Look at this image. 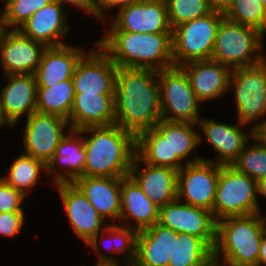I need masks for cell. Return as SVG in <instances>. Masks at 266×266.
<instances>
[{"mask_svg": "<svg viewBox=\"0 0 266 266\" xmlns=\"http://www.w3.org/2000/svg\"><path fill=\"white\" fill-rule=\"evenodd\" d=\"M2 11L4 27L19 29L35 12L51 0H4Z\"/></svg>", "mask_w": 266, "mask_h": 266, "instance_id": "8d00e7d4", "label": "cell"}, {"mask_svg": "<svg viewBox=\"0 0 266 266\" xmlns=\"http://www.w3.org/2000/svg\"><path fill=\"white\" fill-rule=\"evenodd\" d=\"M212 256L213 250L201 238L178 233L173 236V255L168 266H203Z\"/></svg>", "mask_w": 266, "mask_h": 266, "instance_id": "f546056e", "label": "cell"}, {"mask_svg": "<svg viewBox=\"0 0 266 266\" xmlns=\"http://www.w3.org/2000/svg\"><path fill=\"white\" fill-rule=\"evenodd\" d=\"M255 140L252 145L248 142L244 145L238 158L232 163V166L239 172L247 174L256 181L266 177V147L260 140L253 136Z\"/></svg>", "mask_w": 266, "mask_h": 266, "instance_id": "d6a6232c", "label": "cell"}, {"mask_svg": "<svg viewBox=\"0 0 266 266\" xmlns=\"http://www.w3.org/2000/svg\"><path fill=\"white\" fill-rule=\"evenodd\" d=\"M265 33H266V22H265V27H264V30L262 31V35L265 36Z\"/></svg>", "mask_w": 266, "mask_h": 266, "instance_id": "f5cc1de1", "label": "cell"}, {"mask_svg": "<svg viewBox=\"0 0 266 266\" xmlns=\"http://www.w3.org/2000/svg\"><path fill=\"white\" fill-rule=\"evenodd\" d=\"M254 136L266 147V131H254Z\"/></svg>", "mask_w": 266, "mask_h": 266, "instance_id": "7dc6e473", "label": "cell"}, {"mask_svg": "<svg viewBox=\"0 0 266 266\" xmlns=\"http://www.w3.org/2000/svg\"><path fill=\"white\" fill-rule=\"evenodd\" d=\"M9 126V127H13L9 122L8 120L4 117L3 115V112H2V108L0 106V127H3V126Z\"/></svg>", "mask_w": 266, "mask_h": 266, "instance_id": "c3c4849f", "label": "cell"}, {"mask_svg": "<svg viewBox=\"0 0 266 266\" xmlns=\"http://www.w3.org/2000/svg\"><path fill=\"white\" fill-rule=\"evenodd\" d=\"M57 186L60 198L62 199L68 220L72 226L74 233L82 239L86 245H90L98 256L96 265L118 264L117 259L105 255L100 251L98 246L100 229L104 230L107 223L104 218L96 211V209L87 200L84 194L73 182H62L55 184ZM104 222V223H103ZM105 225V226H102Z\"/></svg>", "mask_w": 266, "mask_h": 266, "instance_id": "ba28073f", "label": "cell"}, {"mask_svg": "<svg viewBox=\"0 0 266 266\" xmlns=\"http://www.w3.org/2000/svg\"><path fill=\"white\" fill-rule=\"evenodd\" d=\"M109 30L172 33L165 0H139L120 8Z\"/></svg>", "mask_w": 266, "mask_h": 266, "instance_id": "9a60e30c", "label": "cell"}, {"mask_svg": "<svg viewBox=\"0 0 266 266\" xmlns=\"http://www.w3.org/2000/svg\"><path fill=\"white\" fill-rule=\"evenodd\" d=\"M230 87L234 90L238 122L249 124L266 115V58L258 64L232 69Z\"/></svg>", "mask_w": 266, "mask_h": 266, "instance_id": "30bf717a", "label": "cell"}, {"mask_svg": "<svg viewBox=\"0 0 266 266\" xmlns=\"http://www.w3.org/2000/svg\"><path fill=\"white\" fill-rule=\"evenodd\" d=\"M4 30H5V27H4V22H3V16H2V12H0V40H1Z\"/></svg>", "mask_w": 266, "mask_h": 266, "instance_id": "681fc988", "label": "cell"}, {"mask_svg": "<svg viewBox=\"0 0 266 266\" xmlns=\"http://www.w3.org/2000/svg\"><path fill=\"white\" fill-rule=\"evenodd\" d=\"M173 229L155 223L138 231L133 266H168L173 255Z\"/></svg>", "mask_w": 266, "mask_h": 266, "instance_id": "cb8c5ba5", "label": "cell"}, {"mask_svg": "<svg viewBox=\"0 0 266 266\" xmlns=\"http://www.w3.org/2000/svg\"><path fill=\"white\" fill-rule=\"evenodd\" d=\"M24 224V212L15 211L0 213V234L6 237H13L20 232Z\"/></svg>", "mask_w": 266, "mask_h": 266, "instance_id": "f35d334b", "label": "cell"}, {"mask_svg": "<svg viewBox=\"0 0 266 266\" xmlns=\"http://www.w3.org/2000/svg\"><path fill=\"white\" fill-rule=\"evenodd\" d=\"M84 54L83 49L68 44L47 47L34 73L37 86L50 87L63 80L72 79L76 66Z\"/></svg>", "mask_w": 266, "mask_h": 266, "instance_id": "d4e9b609", "label": "cell"}, {"mask_svg": "<svg viewBox=\"0 0 266 266\" xmlns=\"http://www.w3.org/2000/svg\"><path fill=\"white\" fill-rule=\"evenodd\" d=\"M223 14L231 21L264 30L266 7L259 0H233Z\"/></svg>", "mask_w": 266, "mask_h": 266, "instance_id": "836d02e7", "label": "cell"}, {"mask_svg": "<svg viewBox=\"0 0 266 266\" xmlns=\"http://www.w3.org/2000/svg\"><path fill=\"white\" fill-rule=\"evenodd\" d=\"M203 266H228V263L212 256Z\"/></svg>", "mask_w": 266, "mask_h": 266, "instance_id": "f6af8a7d", "label": "cell"}, {"mask_svg": "<svg viewBox=\"0 0 266 266\" xmlns=\"http://www.w3.org/2000/svg\"><path fill=\"white\" fill-rule=\"evenodd\" d=\"M3 182V177L1 176L0 177V184Z\"/></svg>", "mask_w": 266, "mask_h": 266, "instance_id": "db71d44e", "label": "cell"}, {"mask_svg": "<svg viewBox=\"0 0 266 266\" xmlns=\"http://www.w3.org/2000/svg\"><path fill=\"white\" fill-rule=\"evenodd\" d=\"M171 28L209 14L208 0H165Z\"/></svg>", "mask_w": 266, "mask_h": 266, "instance_id": "d590c367", "label": "cell"}, {"mask_svg": "<svg viewBox=\"0 0 266 266\" xmlns=\"http://www.w3.org/2000/svg\"><path fill=\"white\" fill-rule=\"evenodd\" d=\"M197 125V126H196ZM198 123L160 120L154 127L165 139H168L170 147L171 168L180 170L185 164L196 163L204 158L188 156L200 144L202 136L194 130ZM187 157V159H185ZM185 160V161H184Z\"/></svg>", "mask_w": 266, "mask_h": 266, "instance_id": "83f0119b", "label": "cell"}, {"mask_svg": "<svg viewBox=\"0 0 266 266\" xmlns=\"http://www.w3.org/2000/svg\"><path fill=\"white\" fill-rule=\"evenodd\" d=\"M96 43L117 67L159 71L174 66L172 33L109 30Z\"/></svg>", "mask_w": 266, "mask_h": 266, "instance_id": "3957f363", "label": "cell"}, {"mask_svg": "<svg viewBox=\"0 0 266 266\" xmlns=\"http://www.w3.org/2000/svg\"><path fill=\"white\" fill-rule=\"evenodd\" d=\"M63 10L62 6L54 1H50L43 8L35 12L19 30L25 36L44 44L46 47L66 45L62 41V37L68 33L70 28L66 22V12Z\"/></svg>", "mask_w": 266, "mask_h": 266, "instance_id": "44dd1931", "label": "cell"}, {"mask_svg": "<svg viewBox=\"0 0 266 266\" xmlns=\"http://www.w3.org/2000/svg\"><path fill=\"white\" fill-rule=\"evenodd\" d=\"M233 0H208L212 10L224 13L231 5Z\"/></svg>", "mask_w": 266, "mask_h": 266, "instance_id": "b9f144b4", "label": "cell"}, {"mask_svg": "<svg viewBox=\"0 0 266 266\" xmlns=\"http://www.w3.org/2000/svg\"><path fill=\"white\" fill-rule=\"evenodd\" d=\"M126 266H133V264H125ZM96 266H120L118 264H104V265H96Z\"/></svg>", "mask_w": 266, "mask_h": 266, "instance_id": "f907efd6", "label": "cell"}, {"mask_svg": "<svg viewBox=\"0 0 266 266\" xmlns=\"http://www.w3.org/2000/svg\"><path fill=\"white\" fill-rule=\"evenodd\" d=\"M95 46L82 56L76 66L72 77L74 93L115 94L118 67L97 43Z\"/></svg>", "mask_w": 266, "mask_h": 266, "instance_id": "5bb4252c", "label": "cell"}, {"mask_svg": "<svg viewBox=\"0 0 266 266\" xmlns=\"http://www.w3.org/2000/svg\"><path fill=\"white\" fill-rule=\"evenodd\" d=\"M110 235L107 240L114 241L116 245L114 247H107L108 249L113 250V253L124 257L125 264H133L136 257V239L138 231L124 225H117L115 223L107 225V227L101 231V241L104 242V233ZM112 239V240H111ZM113 244V243H112ZM111 246V245H110ZM125 255V256H124Z\"/></svg>", "mask_w": 266, "mask_h": 266, "instance_id": "e575fe53", "label": "cell"}, {"mask_svg": "<svg viewBox=\"0 0 266 266\" xmlns=\"http://www.w3.org/2000/svg\"><path fill=\"white\" fill-rule=\"evenodd\" d=\"M68 124L65 118L37 111L26 117L22 140L24 154L47 165L55 154L58 144L65 137V127H70Z\"/></svg>", "mask_w": 266, "mask_h": 266, "instance_id": "4fadbf2b", "label": "cell"}, {"mask_svg": "<svg viewBox=\"0 0 266 266\" xmlns=\"http://www.w3.org/2000/svg\"><path fill=\"white\" fill-rule=\"evenodd\" d=\"M68 122L71 130L115 124L114 94L75 93Z\"/></svg>", "mask_w": 266, "mask_h": 266, "instance_id": "7402d4cb", "label": "cell"}, {"mask_svg": "<svg viewBox=\"0 0 266 266\" xmlns=\"http://www.w3.org/2000/svg\"><path fill=\"white\" fill-rule=\"evenodd\" d=\"M162 119L198 123L200 101L195 96L189 77L181 66L158 71Z\"/></svg>", "mask_w": 266, "mask_h": 266, "instance_id": "9c48e42d", "label": "cell"}, {"mask_svg": "<svg viewBox=\"0 0 266 266\" xmlns=\"http://www.w3.org/2000/svg\"><path fill=\"white\" fill-rule=\"evenodd\" d=\"M46 48L19 29H5L0 40V63L4 74H34Z\"/></svg>", "mask_w": 266, "mask_h": 266, "instance_id": "2e32d148", "label": "cell"}, {"mask_svg": "<svg viewBox=\"0 0 266 266\" xmlns=\"http://www.w3.org/2000/svg\"><path fill=\"white\" fill-rule=\"evenodd\" d=\"M263 37L258 29L224 16L217 28L211 60L231 69L258 64L266 57L262 53Z\"/></svg>", "mask_w": 266, "mask_h": 266, "instance_id": "5b68a950", "label": "cell"}, {"mask_svg": "<svg viewBox=\"0 0 266 266\" xmlns=\"http://www.w3.org/2000/svg\"><path fill=\"white\" fill-rule=\"evenodd\" d=\"M86 160L83 176L126 177L136 156V136L116 124L80 129Z\"/></svg>", "mask_w": 266, "mask_h": 266, "instance_id": "7a4b0ae2", "label": "cell"}, {"mask_svg": "<svg viewBox=\"0 0 266 266\" xmlns=\"http://www.w3.org/2000/svg\"><path fill=\"white\" fill-rule=\"evenodd\" d=\"M266 266V232L261 238L260 249L258 255V266Z\"/></svg>", "mask_w": 266, "mask_h": 266, "instance_id": "7bdbcfd3", "label": "cell"}, {"mask_svg": "<svg viewBox=\"0 0 266 266\" xmlns=\"http://www.w3.org/2000/svg\"><path fill=\"white\" fill-rule=\"evenodd\" d=\"M69 135L65 137L58 144L55 154L48 162L46 173H51L54 184L62 182H73L76 178L83 176L84 164L86 160V153L84 148L83 136L79 130H71L68 127ZM80 134V135H79ZM56 163L64 171H58ZM57 168V169H56ZM56 169V170H55ZM66 174V175H65Z\"/></svg>", "mask_w": 266, "mask_h": 266, "instance_id": "484cf974", "label": "cell"}, {"mask_svg": "<svg viewBox=\"0 0 266 266\" xmlns=\"http://www.w3.org/2000/svg\"><path fill=\"white\" fill-rule=\"evenodd\" d=\"M219 177V164L206 159L185 164L177 176V199L212 212Z\"/></svg>", "mask_w": 266, "mask_h": 266, "instance_id": "8fae6325", "label": "cell"}, {"mask_svg": "<svg viewBox=\"0 0 266 266\" xmlns=\"http://www.w3.org/2000/svg\"><path fill=\"white\" fill-rule=\"evenodd\" d=\"M59 4L60 6H64V4H70L77 8L83 9L87 12V14H92L97 18V10L94 3L91 0H51Z\"/></svg>", "mask_w": 266, "mask_h": 266, "instance_id": "60d3db41", "label": "cell"}, {"mask_svg": "<svg viewBox=\"0 0 266 266\" xmlns=\"http://www.w3.org/2000/svg\"><path fill=\"white\" fill-rule=\"evenodd\" d=\"M136 155L142 163L171 168L168 139L155 128L142 131L136 136Z\"/></svg>", "mask_w": 266, "mask_h": 266, "instance_id": "1f68e13d", "label": "cell"}, {"mask_svg": "<svg viewBox=\"0 0 266 266\" xmlns=\"http://www.w3.org/2000/svg\"><path fill=\"white\" fill-rule=\"evenodd\" d=\"M9 82L1 88L0 106L4 117L14 127L24 114L37 111V82L34 74L5 75Z\"/></svg>", "mask_w": 266, "mask_h": 266, "instance_id": "d6986e66", "label": "cell"}, {"mask_svg": "<svg viewBox=\"0 0 266 266\" xmlns=\"http://www.w3.org/2000/svg\"><path fill=\"white\" fill-rule=\"evenodd\" d=\"M266 218L260 213L230 216L217 221L213 256L231 266H258Z\"/></svg>", "mask_w": 266, "mask_h": 266, "instance_id": "277c9868", "label": "cell"}, {"mask_svg": "<svg viewBox=\"0 0 266 266\" xmlns=\"http://www.w3.org/2000/svg\"><path fill=\"white\" fill-rule=\"evenodd\" d=\"M257 181L232 165H219L212 214L216 221L230 216L260 213Z\"/></svg>", "mask_w": 266, "mask_h": 266, "instance_id": "8992f818", "label": "cell"}, {"mask_svg": "<svg viewBox=\"0 0 266 266\" xmlns=\"http://www.w3.org/2000/svg\"><path fill=\"white\" fill-rule=\"evenodd\" d=\"M43 170H47L44 162L22 153L12 162L8 174L3 176V181L27 196L32 187L39 182Z\"/></svg>", "mask_w": 266, "mask_h": 266, "instance_id": "4dcf8cb0", "label": "cell"}, {"mask_svg": "<svg viewBox=\"0 0 266 266\" xmlns=\"http://www.w3.org/2000/svg\"><path fill=\"white\" fill-rule=\"evenodd\" d=\"M133 221L128 226L137 231L158 223L159 207L141 190L138 184L128 175L121 177V214L120 220Z\"/></svg>", "mask_w": 266, "mask_h": 266, "instance_id": "4316f807", "label": "cell"}, {"mask_svg": "<svg viewBox=\"0 0 266 266\" xmlns=\"http://www.w3.org/2000/svg\"><path fill=\"white\" fill-rule=\"evenodd\" d=\"M258 194L266 198V177L257 181Z\"/></svg>", "mask_w": 266, "mask_h": 266, "instance_id": "ee69618b", "label": "cell"}, {"mask_svg": "<svg viewBox=\"0 0 266 266\" xmlns=\"http://www.w3.org/2000/svg\"><path fill=\"white\" fill-rule=\"evenodd\" d=\"M251 128L254 131H266V120H262L260 121V123L255 122V124L253 125V127L251 126Z\"/></svg>", "mask_w": 266, "mask_h": 266, "instance_id": "bcb514c9", "label": "cell"}, {"mask_svg": "<svg viewBox=\"0 0 266 266\" xmlns=\"http://www.w3.org/2000/svg\"><path fill=\"white\" fill-rule=\"evenodd\" d=\"M73 79L63 80L50 87L37 88V112L69 119L74 102Z\"/></svg>", "mask_w": 266, "mask_h": 266, "instance_id": "f1b7e54d", "label": "cell"}, {"mask_svg": "<svg viewBox=\"0 0 266 266\" xmlns=\"http://www.w3.org/2000/svg\"><path fill=\"white\" fill-rule=\"evenodd\" d=\"M115 124L137 136L162 120L158 71L118 67Z\"/></svg>", "mask_w": 266, "mask_h": 266, "instance_id": "6da1fadb", "label": "cell"}, {"mask_svg": "<svg viewBox=\"0 0 266 266\" xmlns=\"http://www.w3.org/2000/svg\"><path fill=\"white\" fill-rule=\"evenodd\" d=\"M25 197L20 190L3 181L0 184V213L23 211L21 204Z\"/></svg>", "mask_w": 266, "mask_h": 266, "instance_id": "74e56055", "label": "cell"}, {"mask_svg": "<svg viewBox=\"0 0 266 266\" xmlns=\"http://www.w3.org/2000/svg\"><path fill=\"white\" fill-rule=\"evenodd\" d=\"M137 1L139 0H96L94 5L97 10V18L106 23V20L108 19L106 18L107 15L104 13V11L106 12V10L114 7H118L117 10H119L120 8L128 6L129 4Z\"/></svg>", "mask_w": 266, "mask_h": 266, "instance_id": "ab89813d", "label": "cell"}, {"mask_svg": "<svg viewBox=\"0 0 266 266\" xmlns=\"http://www.w3.org/2000/svg\"><path fill=\"white\" fill-rule=\"evenodd\" d=\"M158 223L177 233L201 238L212 250L216 244L217 221L211 211L175 199L159 208Z\"/></svg>", "mask_w": 266, "mask_h": 266, "instance_id": "7c38bea8", "label": "cell"}, {"mask_svg": "<svg viewBox=\"0 0 266 266\" xmlns=\"http://www.w3.org/2000/svg\"><path fill=\"white\" fill-rule=\"evenodd\" d=\"M224 14L212 10L209 14L176 26L172 30L174 66L192 61L210 60L215 37Z\"/></svg>", "mask_w": 266, "mask_h": 266, "instance_id": "52a82bcc", "label": "cell"}, {"mask_svg": "<svg viewBox=\"0 0 266 266\" xmlns=\"http://www.w3.org/2000/svg\"><path fill=\"white\" fill-rule=\"evenodd\" d=\"M134 157L129 176L138 184L148 198L159 208L177 198L178 170L170 167L152 166ZM140 165V166H139Z\"/></svg>", "mask_w": 266, "mask_h": 266, "instance_id": "ac0fdd59", "label": "cell"}, {"mask_svg": "<svg viewBox=\"0 0 266 266\" xmlns=\"http://www.w3.org/2000/svg\"><path fill=\"white\" fill-rule=\"evenodd\" d=\"M73 183L104 219H120L121 177L80 176Z\"/></svg>", "mask_w": 266, "mask_h": 266, "instance_id": "603a6c76", "label": "cell"}, {"mask_svg": "<svg viewBox=\"0 0 266 266\" xmlns=\"http://www.w3.org/2000/svg\"><path fill=\"white\" fill-rule=\"evenodd\" d=\"M189 77L191 87L198 100L222 97L228 91L232 69L213 60L192 61L181 66ZM227 90V91H226Z\"/></svg>", "mask_w": 266, "mask_h": 266, "instance_id": "ffe728a7", "label": "cell"}, {"mask_svg": "<svg viewBox=\"0 0 266 266\" xmlns=\"http://www.w3.org/2000/svg\"><path fill=\"white\" fill-rule=\"evenodd\" d=\"M259 2L266 7V0H259Z\"/></svg>", "mask_w": 266, "mask_h": 266, "instance_id": "816d5d0a", "label": "cell"}, {"mask_svg": "<svg viewBox=\"0 0 266 266\" xmlns=\"http://www.w3.org/2000/svg\"><path fill=\"white\" fill-rule=\"evenodd\" d=\"M238 124L239 126L219 123L214 118H201L198 121V128L200 127V131L204 133L203 135L217 152L214 159H207V161L219 165H232L238 158L244 145L254 136L252 128L248 134L241 130V127L246 124L240 122Z\"/></svg>", "mask_w": 266, "mask_h": 266, "instance_id": "e0dca14e", "label": "cell"}]
</instances>
